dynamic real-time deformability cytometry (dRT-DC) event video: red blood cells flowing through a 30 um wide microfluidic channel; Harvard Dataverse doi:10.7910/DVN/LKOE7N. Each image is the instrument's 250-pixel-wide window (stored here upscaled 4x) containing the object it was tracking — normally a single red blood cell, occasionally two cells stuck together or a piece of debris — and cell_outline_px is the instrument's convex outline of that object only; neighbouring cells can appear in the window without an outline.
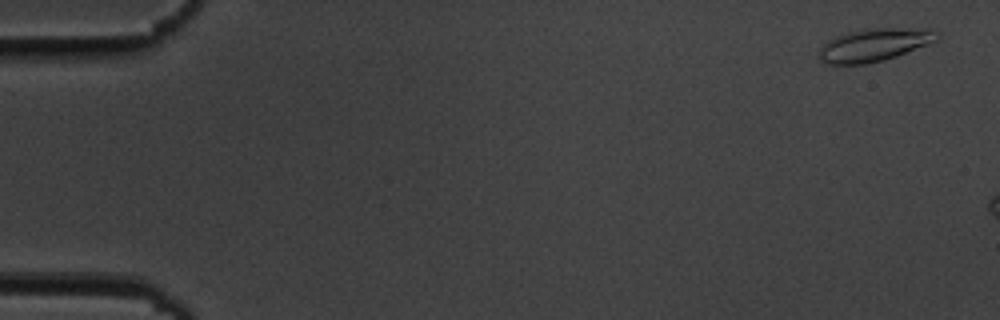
{"species": "common noctule bat (a hibernating species)", "species_latin": "Nyctalus noctula", "temperature_condition": "cold", "stored_images_in_passage": 8, "camera_frame_rate_fps": 3000, "um_per_image_px": 0.085, "animal": {"sex": "male", "body_mass_g": 19.5, "forearm_length_mm": 54.6}, "frame": {"image": 1, "passage_image": 2, "time_ms": 0.333, "image_size_px": [1000, 320], "cell_outline_px": [[940, 36], [936, 40], [928, 44], [896, 56], [864, 64], [828, 64], [820, 60], [816, 56], [820, 48], [828, 40], [836, 36], [848, 32], [872, 28], [928, 28], [940, 32]], "centroid_in_image_um": [74.31, 3.8], "position_along_channel_um": 10.7, "area_um2": 22.54}}